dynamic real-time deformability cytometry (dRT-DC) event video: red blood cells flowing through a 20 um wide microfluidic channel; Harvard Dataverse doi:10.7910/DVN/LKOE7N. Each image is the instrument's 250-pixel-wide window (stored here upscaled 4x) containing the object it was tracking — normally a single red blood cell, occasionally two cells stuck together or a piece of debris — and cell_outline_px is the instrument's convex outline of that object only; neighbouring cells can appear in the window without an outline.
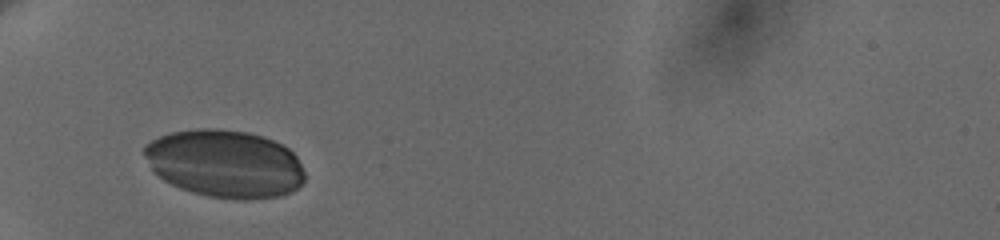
{"species": "human", "species_latin": "Homo sapiens", "temperature_condition": "cold", "stored_images_in_passage": 3, "camera_frame_rate_fps": 3000, "um_per_image_px": 0.085, "donor": {"sex": "female"}, "frame": {"image": 1, "passage_image": 1, "time_ms": 0.0, "image_size_px": [1000, 240], "cell_outline_px": [[304, 180], [292, 192], [280, 196], [252, 200], [236, 200], [208, 196], [192, 192], [180, 188], [164, 180], [152, 172], [144, 156], [144, 148], [152, 140], [160, 136], [172, 132], [196, 128], [216, 128], [248, 132], [264, 136], [288, 148], [296, 156], [304, 172]], "centroid_in_image_um": [19.1, 13.92], "position_along_channel_um": 65.9, "area_um2": 63.7}}